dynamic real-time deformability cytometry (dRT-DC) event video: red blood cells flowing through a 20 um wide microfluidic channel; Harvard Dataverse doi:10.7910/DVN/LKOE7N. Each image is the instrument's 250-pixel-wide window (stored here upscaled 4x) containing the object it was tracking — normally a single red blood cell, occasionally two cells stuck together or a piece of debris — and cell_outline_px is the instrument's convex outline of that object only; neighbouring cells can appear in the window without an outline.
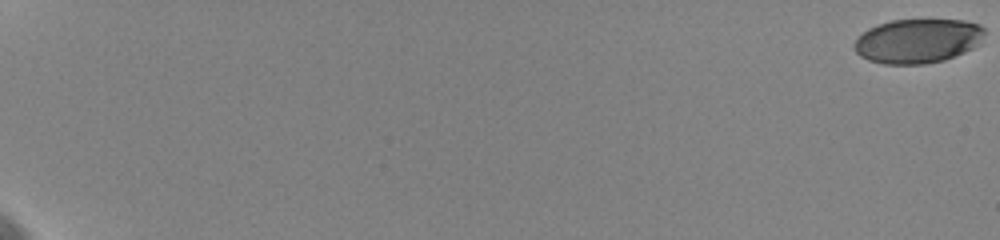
{"species": "human", "species_latin": "Homo sapiens", "temperature_condition": "cold", "stored_images_in_passage": 77, "camera_frame_rate_fps": 3000, "um_per_image_px": 0.085, "donor": {"sex": "female"}, "frame": {"image": 1, "passage_image": 1, "time_ms": 0.0, "image_size_px": [1000, 240], "cell_outline_px": [[984, 32], [972, 48], [964, 52], [944, 60], [924, 64], [884, 64], [868, 60], [860, 56], [856, 52], [856, 40], [868, 28], [892, 20], [964, 20], [980, 24], [984, 28]], "centroid_in_image_um": [77.99, 3.48], "position_along_channel_um": 7.0, "area_um2": 33.18}}
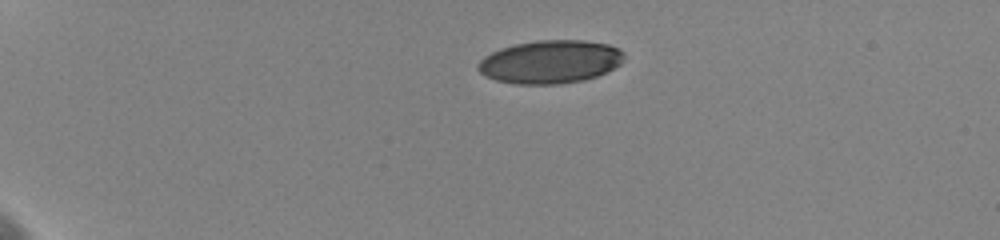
{"frame": {"image": 2, "passage_image": 32, "time_ms": 5.333, "image_size_px": [1000, 240], "cell_outline_px": [[624, 60], [620, 64], [596, 76], [584, 80], [560, 84], [516, 84], [496, 80], [484, 76], [476, 68], [476, 64], [484, 56], [500, 48], [516, 44], [536, 40], [584, 40], [608, 44], [620, 48], [624, 52]], "centroid_in_image_um": [46.75, 5.25], "position_along_channel_um": 38.2, "area_um2": 36.93}}